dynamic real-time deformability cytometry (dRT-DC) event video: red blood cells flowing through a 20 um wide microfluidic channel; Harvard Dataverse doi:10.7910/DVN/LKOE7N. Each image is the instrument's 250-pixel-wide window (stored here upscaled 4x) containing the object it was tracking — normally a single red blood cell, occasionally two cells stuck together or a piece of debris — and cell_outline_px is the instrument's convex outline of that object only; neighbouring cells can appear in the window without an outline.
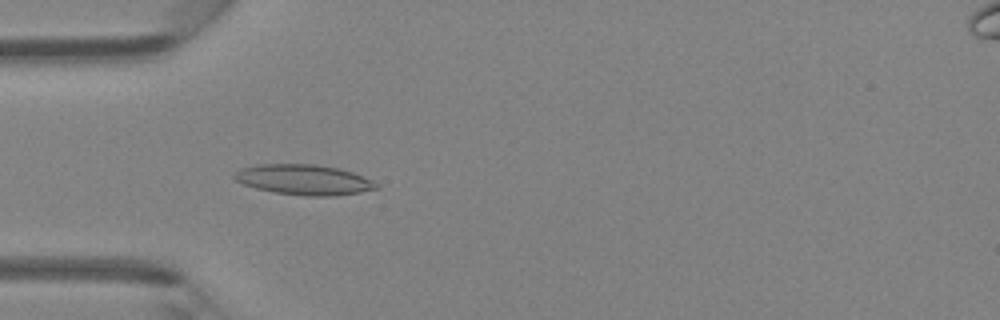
{"species": "Egyptian fruit bat (a non-hibernating species)", "species_latin": "Rousettus aegyptiacus", "temperature_condition": "room temperature", "stored_images_in_passage": 45, "camera_frame_rate_fps": 3000, "um_per_image_px": 0.085, "animal": {"sex": "female"}, "frame": {"image": 1, "passage_image": 14, "time_ms": 4.333, "image_size_px": [1000, 320], "cell_outline_px": [[380, 188], [360, 192], [336, 196], [308, 196], [276, 192], [256, 188], [244, 184], [236, 180], [232, 176], [240, 168], [260, 164], [316, 164], [340, 168], [352, 172], [372, 180], [380, 184]], "centroid_in_image_um": [25.87, 15.27], "position_along_channel_um": 59.1, "area_um2": 25.09}}
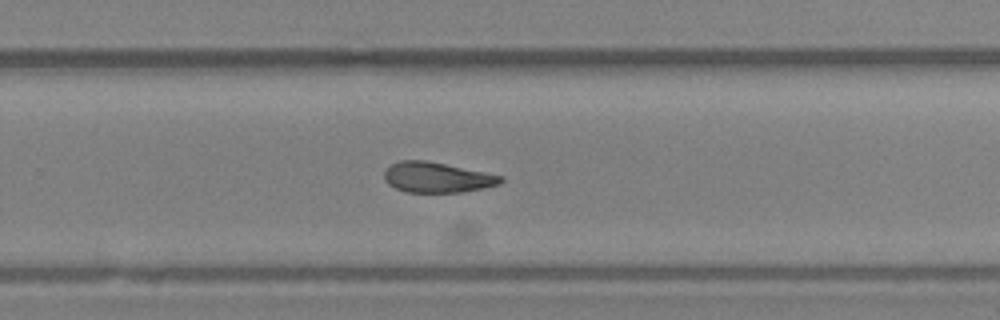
{"frame": {"image": 2, "passage_image": 30, "time_ms": 9.667, "image_size_px": [1000, 320], "cell_outline_px": [[504, 180], [500, 184], [484, 188], [460, 192], [408, 192], [396, 188], [388, 184], [384, 180], [384, 172], [392, 164], [400, 160], [428, 160], [504, 176]], "centroid_in_image_um": [37.17, 15.07], "position_along_channel_um": 292.6, "area_um2": 20.63}}
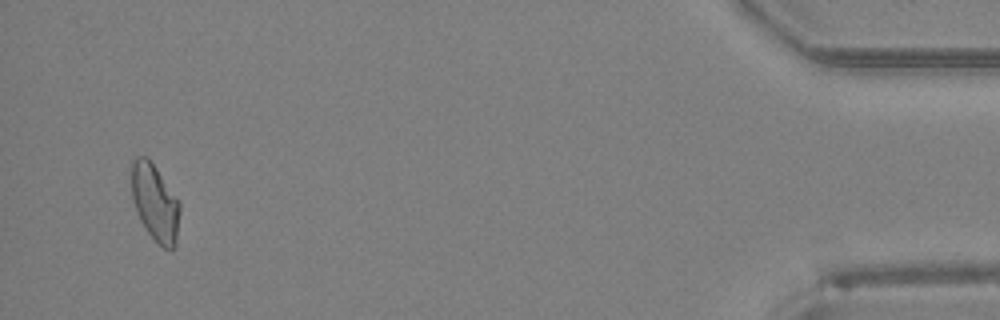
{"frame": {"image": 3, "passage_image": 44, "time_ms": 14.333, "image_size_px": [1000, 320], "cell_outline_px": [[180, 212], [176, 244], [172, 248], [164, 248], [148, 232], [140, 220], [132, 200], [128, 164], [136, 156], [144, 156], [156, 168], [180, 200]], "centroid_in_image_um": [13.14, 17.15], "position_along_channel_um": 422.1, "area_um2": 22.02}}